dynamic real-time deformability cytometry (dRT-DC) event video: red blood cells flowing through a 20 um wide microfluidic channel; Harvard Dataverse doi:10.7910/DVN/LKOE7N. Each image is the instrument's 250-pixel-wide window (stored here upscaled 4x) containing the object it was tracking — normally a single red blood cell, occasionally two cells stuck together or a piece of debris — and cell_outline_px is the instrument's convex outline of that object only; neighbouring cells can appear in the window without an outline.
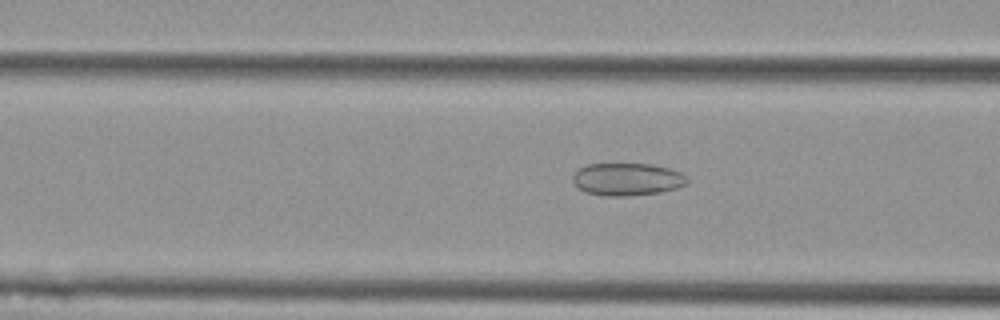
{"species": "Egyptian fruit bat (a non-hibernating species)", "species_latin": "Rousettus aegyptiacus", "temperature_condition": "cold", "stored_images_in_passage": 45, "camera_frame_rate_fps": 3000, "um_per_image_px": 0.085, "animal": {"sex": "female"}, "frame": {"image": 1, "passage_image": 11, "time_ms": 3.333, "image_size_px": [1000, 320], "cell_outline_px": [[688, 184], [676, 188], [660, 192], [628, 196], [608, 196], [588, 192], [580, 188], [572, 180], [572, 176], [580, 168], [588, 164], [652, 164], [668, 168], [680, 172], [688, 176]], "centroid_in_image_um": [53.36, 15.23], "position_along_channel_um": 113.2, "area_um2": 21.56}}
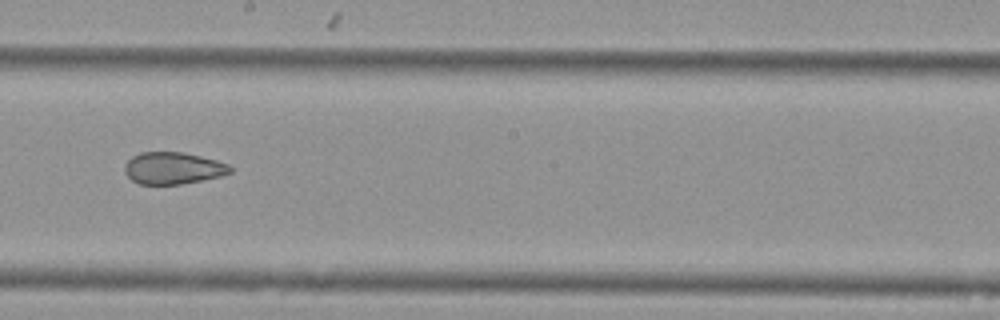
{"frame": {"image": 2, "passage_image": 21, "time_ms": 6.667, "image_size_px": [1000, 320], "cell_outline_px": [[232, 172], [220, 176], [180, 184], [140, 184], [132, 180], [124, 172], [124, 164], [132, 156], [140, 152], [184, 152], [216, 160], [228, 164], [232, 168]], "centroid_in_image_um": [14.68, 14.28], "position_along_channel_um": 233.5, "area_um2": 19.59}}
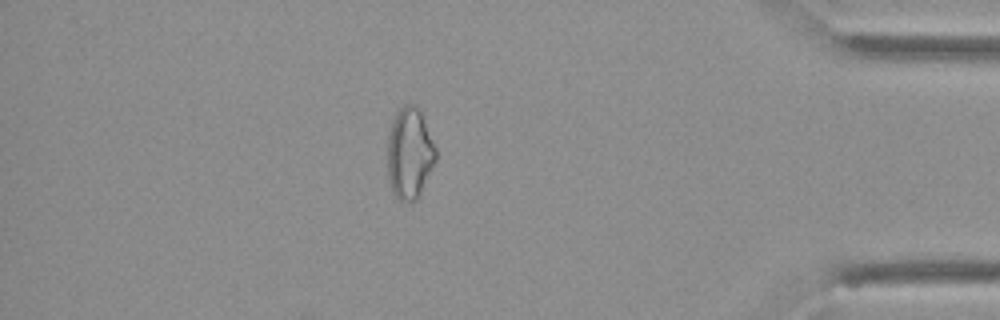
{"frame": {"image": 3, "passage_image": 38, "time_ms": 12.333, "image_size_px": [1000, 320], "cell_outline_px": [[436, 160], [420, 196], [412, 204], [400, 200], [392, 192], [388, 176], [388, 136], [392, 120], [396, 112], [404, 104], [416, 104], [424, 112], [436, 148]], "centroid_in_image_um": [34.85, 13.01], "position_along_channel_um": 400.4, "area_um2": 26.47}, "authors_computed_cell_mechanics": {"area_um2": 22.4842, "velocity_mm_per_s": 3.6103, "shape_relaxation_time_tau1_ms": null, "shape_relaxation_time_tau2_ms": 3.1764, "deformation_change_tau1": null, "deformation_change_tau2": 0.0961}}